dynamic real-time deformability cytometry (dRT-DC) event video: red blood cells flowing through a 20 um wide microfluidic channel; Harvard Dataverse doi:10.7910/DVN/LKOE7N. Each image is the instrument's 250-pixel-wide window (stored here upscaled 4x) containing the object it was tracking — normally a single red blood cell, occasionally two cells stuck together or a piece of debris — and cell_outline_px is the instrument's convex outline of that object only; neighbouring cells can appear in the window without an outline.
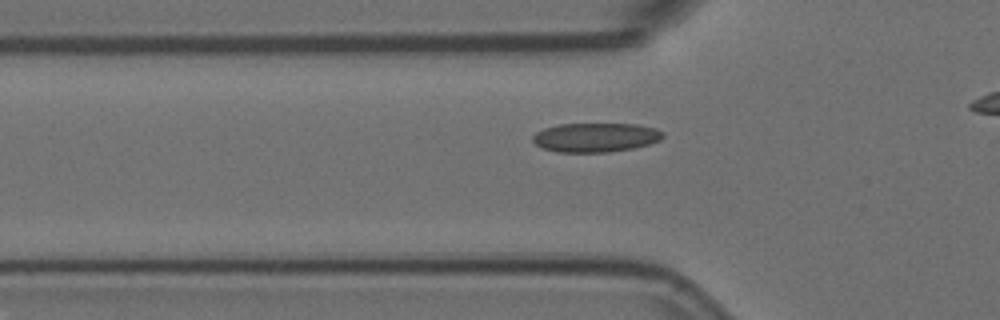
{"species": "Egyptian fruit bat (a non-hibernating species)", "species_latin": "Rousettus aegyptiacus", "temperature_condition": "room temperature", "stored_images_in_passage": 41, "camera_frame_rate_fps": 3000, "um_per_image_px": 0.085, "animal": {"sex": "female"}, "frame": {"image": 1, "passage_image": 13, "time_ms": 4.0, "image_size_px": [1000, 320], "cell_outline_px": [[664, 136], [660, 140], [648, 144], [632, 148], [608, 152], [556, 152], [544, 148], [536, 144], [532, 140], [532, 136], [536, 132], [544, 128], [560, 124], [636, 124], [656, 128], [664, 132]], "centroid_in_image_um": [50.63, 11.67], "position_along_channel_um": 75.2, "area_um2": 22.08}}
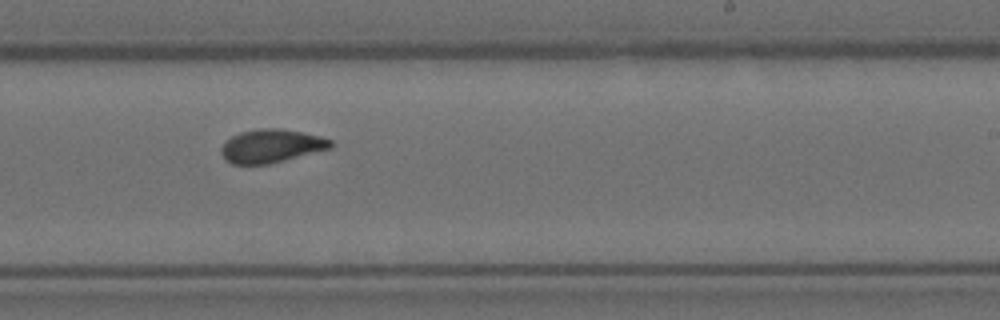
{"frame": {"image": 2, "passage_image": 29, "time_ms": 9.333, "image_size_px": [1000, 320], "cell_outline_px": [[336, 144], [332, 148], [268, 164], [232, 164], [220, 152], [220, 148], [232, 136], [240, 132], [260, 128], [280, 128], [304, 132], [320, 136], [332, 140]], "centroid_in_image_um": [23.11, 12.39], "position_along_channel_um": 265.9, "area_um2": 21.27}}
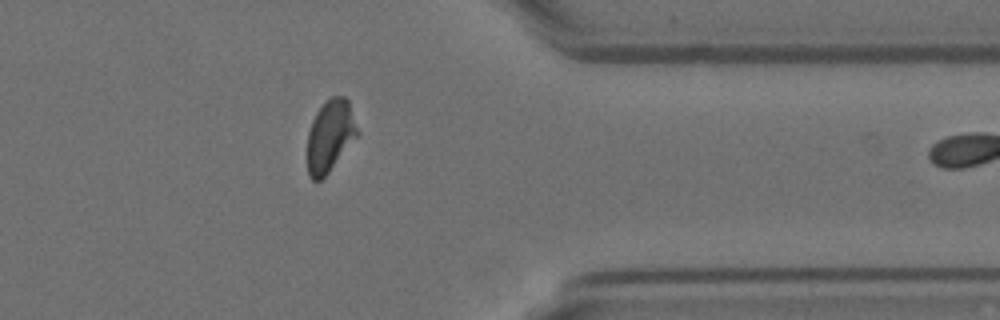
{"frame": {"image": 3, "passage_image": 40, "time_ms": 13.0, "image_size_px": [1000, 320], "cell_outline_px": [[360, 132], [328, 172], [320, 180], [312, 180], [308, 176], [308, 132], [312, 120], [316, 112], [332, 96], [344, 96], [348, 100]], "centroid_in_image_um": [28.06, 11.53], "position_along_channel_um": 383.3, "area_um2": 20.63}}